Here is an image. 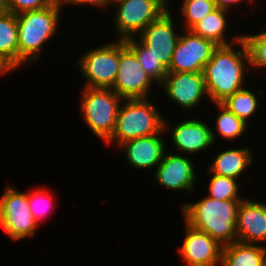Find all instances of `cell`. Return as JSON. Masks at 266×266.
Masks as SVG:
<instances>
[{"label":"cell","mask_w":266,"mask_h":266,"mask_svg":"<svg viewBox=\"0 0 266 266\" xmlns=\"http://www.w3.org/2000/svg\"><path fill=\"white\" fill-rule=\"evenodd\" d=\"M180 122L171 125L172 122L165 119L164 131L165 134L170 135L168 142L173 149L177 150V153L184 154L193 157V155L199 156V153L206 152L208 149H212L215 145L212 137L211 125L199 117L179 120ZM170 130V131H169ZM179 151V152H178Z\"/></svg>","instance_id":"10"},{"label":"cell","mask_w":266,"mask_h":266,"mask_svg":"<svg viewBox=\"0 0 266 266\" xmlns=\"http://www.w3.org/2000/svg\"><path fill=\"white\" fill-rule=\"evenodd\" d=\"M151 100H122L113 133L103 144L114 145V150H117L120 144L128 140L161 133L164 130L165 117Z\"/></svg>","instance_id":"4"},{"label":"cell","mask_w":266,"mask_h":266,"mask_svg":"<svg viewBox=\"0 0 266 266\" xmlns=\"http://www.w3.org/2000/svg\"><path fill=\"white\" fill-rule=\"evenodd\" d=\"M125 43L135 53L145 72L159 87L168 73L167 68L136 37L126 39Z\"/></svg>","instance_id":"24"},{"label":"cell","mask_w":266,"mask_h":266,"mask_svg":"<svg viewBox=\"0 0 266 266\" xmlns=\"http://www.w3.org/2000/svg\"><path fill=\"white\" fill-rule=\"evenodd\" d=\"M119 56L118 39L84 51L76 61L78 71L86 80L83 87L111 88L118 73Z\"/></svg>","instance_id":"6"},{"label":"cell","mask_w":266,"mask_h":266,"mask_svg":"<svg viewBox=\"0 0 266 266\" xmlns=\"http://www.w3.org/2000/svg\"><path fill=\"white\" fill-rule=\"evenodd\" d=\"M0 55L18 70V27L16 14L0 12Z\"/></svg>","instance_id":"23"},{"label":"cell","mask_w":266,"mask_h":266,"mask_svg":"<svg viewBox=\"0 0 266 266\" xmlns=\"http://www.w3.org/2000/svg\"><path fill=\"white\" fill-rule=\"evenodd\" d=\"M237 241L246 244L266 243V203L244 198L238 208Z\"/></svg>","instance_id":"17"},{"label":"cell","mask_w":266,"mask_h":266,"mask_svg":"<svg viewBox=\"0 0 266 266\" xmlns=\"http://www.w3.org/2000/svg\"><path fill=\"white\" fill-rule=\"evenodd\" d=\"M180 8L177 13L181 15L180 24L182 30H190L198 21L216 9L213 0H180ZM183 16V17H182ZM183 18V19H182ZM182 20V21H181ZM182 22V23H181Z\"/></svg>","instance_id":"27"},{"label":"cell","mask_w":266,"mask_h":266,"mask_svg":"<svg viewBox=\"0 0 266 266\" xmlns=\"http://www.w3.org/2000/svg\"><path fill=\"white\" fill-rule=\"evenodd\" d=\"M54 0H2L5 10L13 14L40 10L49 6Z\"/></svg>","instance_id":"29"},{"label":"cell","mask_w":266,"mask_h":266,"mask_svg":"<svg viewBox=\"0 0 266 266\" xmlns=\"http://www.w3.org/2000/svg\"><path fill=\"white\" fill-rule=\"evenodd\" d=\"M159 87L164 89L171 103L182 108L181 111H194L200 107L198 105H203L200 104L202 100L209 98L202 72H168Z\"/></svg>","instance_id":"13"},{"label":"cell","mask_w":266,"mask_h":266,"mask_svg":"<svg viewBox=\"0 0 266 266\" xmlns=\"http://www.w3.org/2000/svg\"><path fill=\"white\" fill-rule=\"evenodd\" d=\"M63 2L53 1L49 6L16 15L18 27V69L39 62L45 44L57 37ZM57 33V34H56ZM43 50V51H42ZM23 66V67H22Z\"/></svg>","instance_id":"2"},{"label":"cell","mask_w":266,"mask_h":266,"mask_svg":"<svg viewBox=\"0 0 266 266\" xmlns=\"http://www.w3.org/2000/svg\"><path fill=\"white\" fill-rule=\"evenodd\" d=\"M54 1L64 2L65 0H54Z\"/></svg>","instance_id":"36"},{"label":"cell","mask_w":266,"mask_h":266,"mask_svg":"<svg viewBox=\"0 0 266 266\" xmlns=\"http://www.w3.org/2000/svg\"><path fill=\"white\" fill-rule=\"evenodd\" d=\"M206 172L211 177L208 180V195L206 196L222 201L243 200L245 197L240 191L239 180L226 176L212 174L208 169ZM241 193V194H240Z\"/></svg>","instance_id":"26"},{"label":"cell","mask_w":266,"mask_h":266,"mask_svg":"<svg viewBox=\"0 0 266 266\" xmlns=\"http://www.w3.org/2000/svg\"><path fill=\"white\" fill-rule=\"evenodd\" d=\"M17 69L2 55H0V77L13 73ZM13 71V72H12Z\"/></svg>","instance_id":"32"},{"label":"cell","mask_w":266,"mask_h":266,"mask_svg":"<svg viewBox=\"0 0 266 266\" xmlns=\"http://www.w3.org/2000/svg\"><path fill=\"white\" fill-rule=\"evenodd\" d=\"M111 8V25L115 30V38L126 40L139 35L150 23L165 13L151 0H114Z\"/></svg>","instance_id":"8"},{"label":"cell","mask_w":266,"mask_h":266,"mask_svg":"<svg viewBox=\"0 0 266 266\" xmlns=\"http://www.w3.org/2000/svg\"><path fill=\"white\" fill-rule=\"evenodd\" d=\"M264 248V266H266V246L265 244L263 245Z\"/></svg>","instance_id":"34"},{"label":"cell","mask_w":266,"mask_h":266,"mask_svg":"<svg viewBox=\"0 0 266 266\" xmlns=\"http://www.w3.org/2000/svg\"><path fill=\"white\" fill-rule=\"evenodd\" d=\"M221 266H264L263 245L236 241L223 246Z\"/></svg>","instance_id":"20"},{"label":"cell","mask_w":266,"mask_h":266,"mask_svg":"<svg viewBox=\"0 0 266 266\" xmlns=\"http://www.w3.org/2000/svg\"><path fill=\"white\" fill-rule=\"evenodd\" d=\"M114 0H65L63 2V6L64 8H66V6L68 5H72V6H75V5H84V6H93V7H98L100 8L99 10H102V11H107V9H111V5L113 3ZM87 4V5H86Z\"/></svg>","instance_id":"30"},{"label":"cell","mask_w":266,"mask_h":266,"mask_svg":"<svg viewBox=\"0 0 266 266\" xmlns=\"http://www.w3.org/2000/svg\"><path fill=\"white\" fill-rule=\"evenodd\" d=\"M213 105H216V108L220 111L214 120L215 128L211 127L214 144L218 142V136L219 138L222 137V140L229 142H233L236 139L239 141L243 134L246 133L245 131H247L249 127L248 124L238 118L221 103H213Z\"/></svg>","instance_id":"22"},{"label":"cell","mask_w":266,"mask_h":266,"mask_svg":"<svg viewBox=\"0 0 266 266\" xmlns=\"http://www.w3.org/2000/svg\"><path fill=\"white\" fill-rule=\"evenodd\" d=\"M154 84L157 85L145 72L125 40H120L118 73L111 89L122 99H147L152 97L150 94Z\"/></svg>","instance_id":"9"},{"label":"cell","mask_w":266,"mask_h":266,"mask_svg":"<svg viewBox=\"0 0 266 266\" xmlns=\"http://www.w3.org/2000/svg\"><path fill=\"white\" fill-rule=\"evenodd\" d=\"M172 151V152H171ZM166 150L162 161L152 174L159 187L170 191L193 193L196 190L197 168L188 155L178 154L174 150ZM175 152V153H174Z\"/></svg>","instance_id":"12"},{"label":"cell","mask_w":266,"mask_h":266,"mask_svg":"<svg viewBox=\"0 0 266 266\" xmlns=\"http://www.w3.org/2000/svg\"><path fill=\"white\" fill-rule=\"evenodd\" d=\"M4 10V7H3V3H2V0H0V12Z\"/></svg>","instance_id":"35"},{"label":"cell","mask_w":266,"mask_h":266,"mask_svg":"<svg viewBox=\"0 0 266 266\" xmlns=\"http://www.w3.org/2000/svg\"><path fill=\"white\" fill-rule=\"evenodd\" d=\"M252 149L249 147L228 148L218 152L216 157L209 163L207 169L212 174L230 177L241 180L243 174L247 173L254 162ZM241 176V177H240ZM241 178V179H240Z\"/></svg>","instance_id":"18"},{"label":"cell","mask_w":266,"mask_h":266,"mask_svg":"<svg viewBox=\"0 0 266 266\" xmlns=\"http://www.w3.org/2000/svg\"><path fill=\"white\" fill-rule=\"evenodd\" d=\"M215 3L216 8H220L223 10H227V11H233L235 9H239L236 8L238 5H246L245 2L247 3V6L250 5V3L253 6V3H257L255 2L256 0H213ZM242 3V4H241ZM234 6V7H233ZM233 7V10H232ZM235 8V9H234Z\"/></svg>","instance_id":"31"},{"label":"cell","mask_w":266,"mask_h":266,"mask_svg":"<svg viewBox=\"0 0 266 266\" xmlns=\"http://www.w3.org/2000/svg\"><path fill=\"white\" fill-rule=\"evenodd\" d=\"M242 38L244 39L248 51H249V59H250V73L251 70L255 69L264 70V74L266 73V29L263 31H259L252 34H242ZM253 68V69H252Z\"/></svg>","instance_id":"28"},{"label":"cell","mask_w":266,"mask_h":266,"mask_svg":"<svg viewBox=\"0 0 266 266\" xmlns=\"http://www.w3.org/2000/svg\"><path fill=\"white\" fill-rule=\"evenodd\" d=\"M151 1L157 4L164 12H173L172 10L174 8L170 9L171 6L170 3H168L170 2V0H151Z\"/></svg>","instance_id":"33"},{"label":"cell","mask_w":266,"mask_h":266,"mask_svg":"<svg viewBox=\"0 0 266 266\" xmlns=\"http://www.w3.org/2000/svg\"><path fill=\"white\" fill-rule=\"evenodd\" d=\"M230 15L231 11L229 12L227 10L216 8L200 21H198L190 30L202 38L212 40L216 45H229L236 43L242 38V33L234 34L233 37L230 36L231 34H229V38L226 35V33L229 31L228 26L230 24L228 23L230 20L228 17Z\"/></svg>","instance_id":"19"},{"label":"cell","mask_w":266,"mask_h":266,"mask_svg":"<svg viewBox=\"0 0 266 266\" xmlns=\"http://www.w3.org/2000/svg\"><path fill=\"white\" fill-rule=\"evenodd\" d=\"M242 200H216L205 195L196 202H185L180 208L182 219L226 246L237 241L236 221Z\"/></svg>","instance_id":"3"},{"label":"cell","mask_w":266,"mask_h":266,"mask_svg":"<svg viewBox=\"0 0 266 266\" xmlns=\"http://www.w3.org/2000/svg\"><path fill=\"white\" fill-rule=\"evenodd\" d=\"M6 186L0 197V227L14 242L34 237L40 226L30 211L27 191Z\"/></svg>","instance_id":"7"},{"label":"cell","mask_w":266,"mask_h":266,"mask_svg":"<svg viewBox=\"0 0 266 266\" xmlns=\"http://www.w3.org/2000/svg\"><path fill=\"white\" fill-rule=\"evenodd\" d=\"M48 188L49 187L47 186L41 187L40 185V187L30 188L28 190L29 192L27 191L30 211L33 219L39 226L43 220H47L45 217L48 218L49 215H52V211L55 210L54 208L58 207L54 203L55 194H53Z\"/></svg>","instance_id":"25"},{"label":"cell","mask_w":266,"mask_h":266,"mask_svg":"<svg viewBox=\"0 0 266 266\" xmlns=\"http://www.w3.org/2000/svg\"><path fill=\"white\" fill-rule=\"evenodd\" d=\"M249 70V51L243 38L233 44L218 45L202 72L211 103H221L247 86L245 77Z\"/></svg>","instance_id":"1"},{"label":"cell","mask_w":266,"mask_h":266,"mask_svg":"<svg viewBox=\"0 0 266 266\" xmlns=\"http://www.w3.org/2000/svg\"><path fill=\"white\" fill-rule=\"evenodd\" d=\"M174 14L176 10L163 13L136 36L167 69L182 33L178 30L181 24Z\"/></svg>","instance_id":"11"},{"label":"cell","mask_w":266,"mask_h":266,"mask_svg":"<svg viewBox=\"0 0 266 266\" xmlns=\"http://www.w3.org/2000/svg\"><path fill=\"white\" fill-rule=\"evenodd\" d=\"M81 119L91 133L105 142L113 133L122 99L111 88H81Z\"/></svg>","instance_id":"5"},{"label":"cell","mask_w":266,"mask_h":266,"mask_svg":"<svg viewBox=\"0 0 266 266\" xmlns=\"http://www.w3.org/2000/svg\"><path fill=\"white\" fill-rule=\"evenodd\" d=\"M254 90L255 89L252 90L251 88L248 89V86H245L227 97L221 104L238 118L242 119L246 124H249L248 121H251L250 118H253V116L258 113L259 102H261L259 98L264 95L263 92H265L261 88H258L256 90L257 92Z\"/></svg>","instance_id":"21"},{"label":"cell","mask_w":266,"mask_h":266,"mask_svg":"<svg viewBox=\"0 0 266 266\" xmlns=\"http://www.w3.org/2000/svg\"><path fill=\"white\" fill-rule=\"evenodd\" d=\"M173 52L168 72H203L214 49L218 46L212 40L202 38L191 30H184Z\"/></svg>","instance_id":"14"},{"label":"cell","mask_w":266,"mask_h":266,"mask_svg":"<svg viewBox=\"0 0 266 266\" xmlns=\"http://www.w3.org/2000/svg\"><path fill=\"white\" fill-rule=\"evenodd\" d=\"M183 242L177 247L185 266H221L223 245L184 221Z\"/></svg>","instance_id":"15"},{"label":"cell","mask_w":266,"mask_h":266,"mask_svg":"<svg viewBox=\"0 0 266 266\" xmlns=\"http://www.w3.org/2000/svg\"><path fill=\"white\" fill-rule=\"evenodd\" d=\"M165 133L163 130L154 135L131 139L120 144L117 149L124 153L125 161L131 168L140 171L155 170L168 149L165 142L167 138L163 139Z\"/></svg>","instance_id":"16"}]
</instances>
